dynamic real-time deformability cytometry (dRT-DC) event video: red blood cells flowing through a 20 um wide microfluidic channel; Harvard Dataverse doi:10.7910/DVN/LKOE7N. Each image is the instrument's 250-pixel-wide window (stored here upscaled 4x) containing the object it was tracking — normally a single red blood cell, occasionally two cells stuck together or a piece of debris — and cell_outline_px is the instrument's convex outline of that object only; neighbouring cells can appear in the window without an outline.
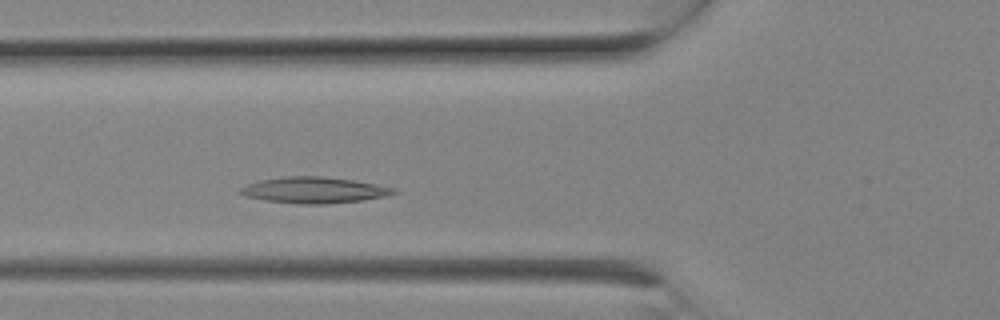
{"species": "Egyptian fruit bat (a non-hibernating species)", "species_latin": "Rousettus aegyptiacus", "temperature_condition": "room temperature", "stored_images_in_passage": 5, "camera_frame_rate_fps": 3000, "um_per_image_px": 0.085, "animal": {"sex": "female"}, "frame": {"image": 1, "passage_image": 5, "time_ms": 1.333, "image_size_px": [1000, 320], "cell_outline_px": [[400, 192], [388, 196], [360, 200], [328, 204], [296, 204], [264, 200], [244, 196], [240, 192], [240, 188], [248, 184], [260, 180], [284, 176], [324, 176], [352, 180], [376, 184], [396, 188]], "centroid_in_image_um": [26.72, 16.16], "position_along_channel_um": 99.1, "area_um2": 23.47}}